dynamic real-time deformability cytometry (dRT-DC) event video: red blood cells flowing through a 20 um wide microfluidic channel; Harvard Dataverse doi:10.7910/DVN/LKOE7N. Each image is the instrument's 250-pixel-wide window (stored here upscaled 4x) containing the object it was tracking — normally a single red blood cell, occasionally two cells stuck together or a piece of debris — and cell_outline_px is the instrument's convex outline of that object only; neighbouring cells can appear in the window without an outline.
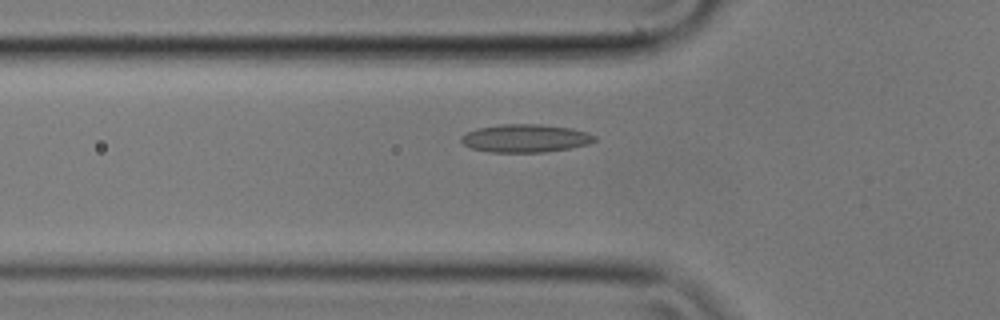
{"species": "common noctule bat (a hibernating species)", "species_latin": "Nyctalus noctula", "temperature_condition": "cold", "stored_images_in_passage": 41, "camera_frame_rate_fps": 3000, "um_per_image_px": 0.085, "animal": {"sex": "male", "body_mass_g": 17.9}, "frame": {"image": 1, "passage_image": 4, "time_ms": 1.0, "image_size_px": [1000, 320], "cell_outline_px": [[596, 140], [588, 144], [568, 148], [544, 152], [488, 152], [472, 148], [464, 144], [460, 140], [460, 136], [476, 128], [500, 124], [540, 124], [572, 128], [588, 132], [596, 136]], "centroid_in_image_um": [44.65, 11.74], "position_along_channel_um": 81.1, "area_um2": 21.85}}
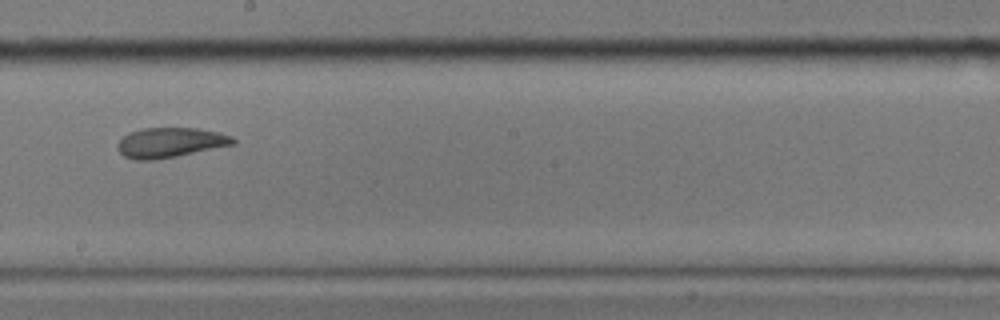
{"frame": {"image": 2, "passage_image": 17, "time_ms": 5.333, "image_size_px": [1000, 320], "cell_outline_px": [[236, 144], [156, 160], [136, 160], [124, 156], [116, 148], [116, 144], [128, 132], [144, 128], [196, 128], [216, 132], [232, 136], [236, 140]], "centroid_in_image_um": [14.44, 12.12], "position_along_channel_um": 233.8, "area_um2": 20.11}}
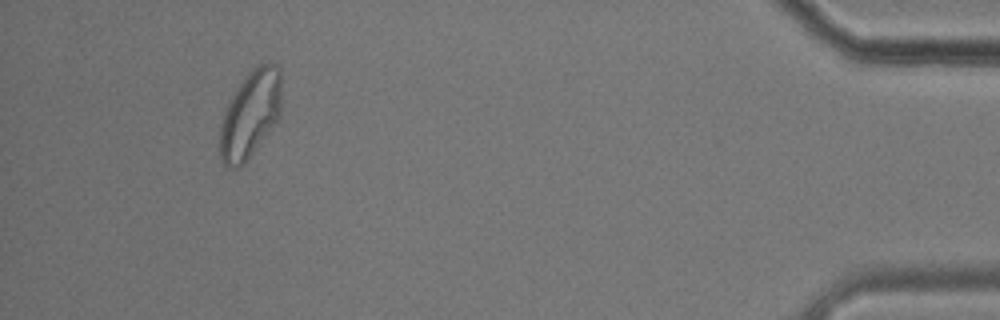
{"frame": {"image": 3, "passage_image": 38, "time_ms": 12.333, "image_size_px": [1000, 320], "cell_outline_px": [[280, 116], [248, 160], [244, 164], [236, 168], [228, 168], [220, 160], [220, 128], [224, 112], [236, 88], [248, 72], [252, 68], [260, 64], [276, 64], [280, 68]], "centroid_in_image_um": [21.26, 9.74], "position_along_channel_um": 413.9, "area_um2": 31.15}}